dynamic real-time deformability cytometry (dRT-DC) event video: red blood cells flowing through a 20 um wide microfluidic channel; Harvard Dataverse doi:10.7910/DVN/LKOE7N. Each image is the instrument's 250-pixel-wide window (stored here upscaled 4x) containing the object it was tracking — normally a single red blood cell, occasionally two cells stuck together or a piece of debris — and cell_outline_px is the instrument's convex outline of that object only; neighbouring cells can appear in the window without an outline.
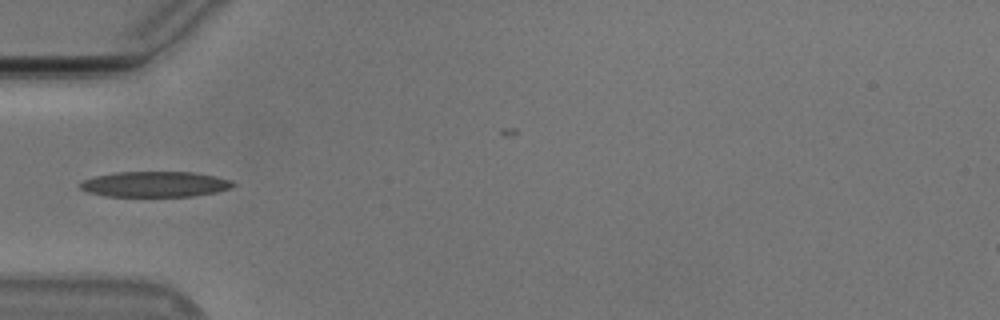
{"species": "Egyptian fruit bat (a non-hibernating species)", "species_latin": "Rousettus aegyptiacus", "temperature_condition": "cold", "stored_images_in_passage": 27, "camera_frame_rate_fps": 3000, "um_per_image_px": 0.085, "animal": {"sex": "male"}, "frame": {"image": 1, "passage_image": 1, "time_ms": 0.0, "image_size_px": [1000, 320], "cell_outline_px": [[236, 184], [232, 188], [216, 192], [192, 196], [104, 196], [88, 192], [80, 188], [80, 184], [84, 180], [96, 176], [116, 172], [192, 172], [216, 176], [232, 180]], "centroid_in_image_um": [13.22, 15.66], "position_along_channel_um": 71.8, "area_um2": 22.72}}